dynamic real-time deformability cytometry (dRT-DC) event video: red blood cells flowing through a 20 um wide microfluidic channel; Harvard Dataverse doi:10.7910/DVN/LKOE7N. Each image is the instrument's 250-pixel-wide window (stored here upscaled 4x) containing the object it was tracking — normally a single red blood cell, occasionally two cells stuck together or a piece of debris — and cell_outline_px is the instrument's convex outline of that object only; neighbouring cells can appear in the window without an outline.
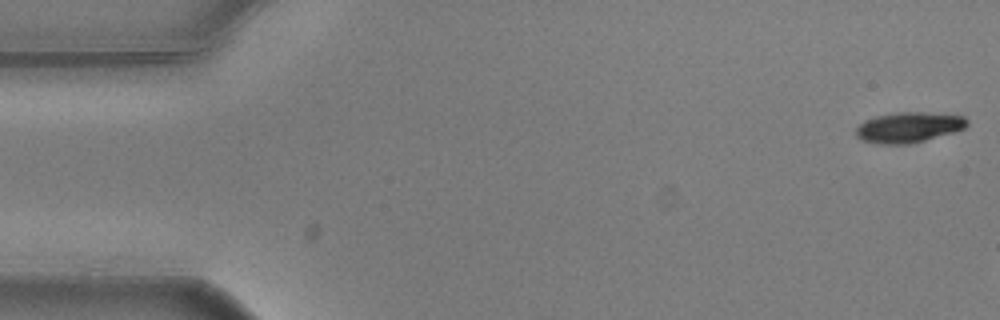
{"species": "common noctule bat (a hibernating species)", "species_latin": "Nyctalus noctula", "temperature_condition": "warm", "stored_images_in_passage": 7, "camera_frame_rate_fps": 3000, "um_per_image_px": 0.085, "animal": {"sex": "male", "body_mass_g": 20.5, "forearm_length_mm": 52.5}, "frame": {"image": 1, "passage_image": 1, "time_ms": 0.0, "image_size_px": [1000, 320], "cell_outline_px": [[968, 124], [964, 128], [952, 132], [912, 144], [880, 144], [860, 140], [856, 136], [856, 128], [864, 120], [876, 116], [900, 112], [924, 112], [964, 116], [968, 120]], "centroid_in_image_um": [77.21, 10.83], "position_along_channel_um": 7.8, "area_um2": 19.65}}